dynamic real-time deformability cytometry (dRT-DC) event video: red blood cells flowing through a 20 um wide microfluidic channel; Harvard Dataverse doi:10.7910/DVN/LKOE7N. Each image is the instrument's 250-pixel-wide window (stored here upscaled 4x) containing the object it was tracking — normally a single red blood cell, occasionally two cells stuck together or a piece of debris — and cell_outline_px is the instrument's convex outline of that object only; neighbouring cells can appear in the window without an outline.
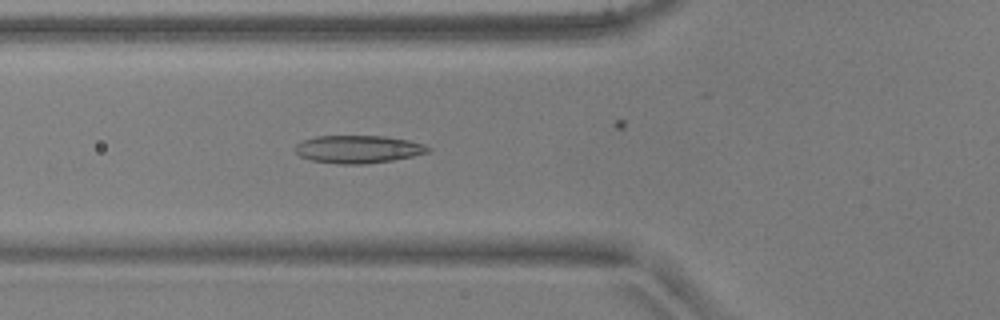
{"species": "common noctule bat (a hibernating species)", "species_latin": "Nyctalus noctula", "temperature_condition": "warm", "stored_images_in_passage": 40, "camera_frame_rate_fps": 3000, "um_per_image_px": 0.085, "animal": {"sex": "male", "body_mass_g": 17.9, "forearm_length_mm": 54.2}, "frame": {"image": 1, "passage_image": 17, "time_ms": 5.333, "image_size_px": [1000, 320], "cell_outline_px": [[432, 148], [428, 152], [412, 156], [392, 160], [364, 164], [336, 164], [312, 160], [300, 156], [292, 148], [296, 144], [304, 140], [316, 136], [384, 136], [408, 140], [424, 144]], "centroid_in_image_um": [30.42, 12.68], "position_along_channel_um": 95.4, "area_um2": 21.5}}
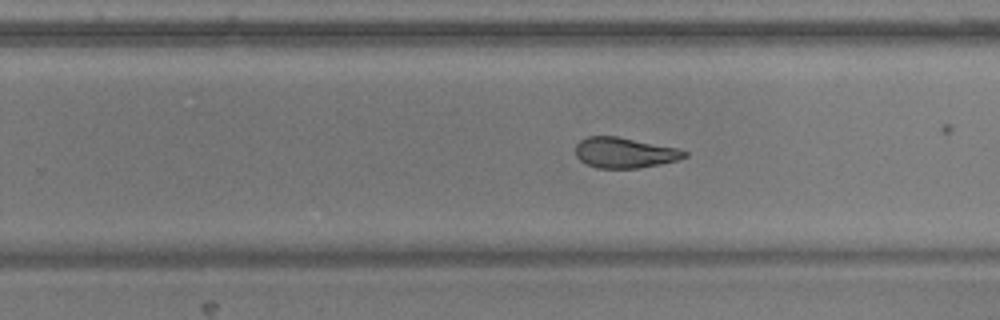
{"frame": {"image": 2, "passage_image": 31, "time_ms": 10.0, "image_size_px": [1000, 320], "cell_outline_px": [[688, 156], [676, 160], [660, 164], [640, 168], [596, 168], [580, 160], [576, 156], [576, 144], [580, 140], [588, 136], [616, 136], [676, 148], [688, 152]], "centroid_in_image_um": [53.07, 12.98], "position_along_channel_um": 276.7, "area_um2": 19.19}}
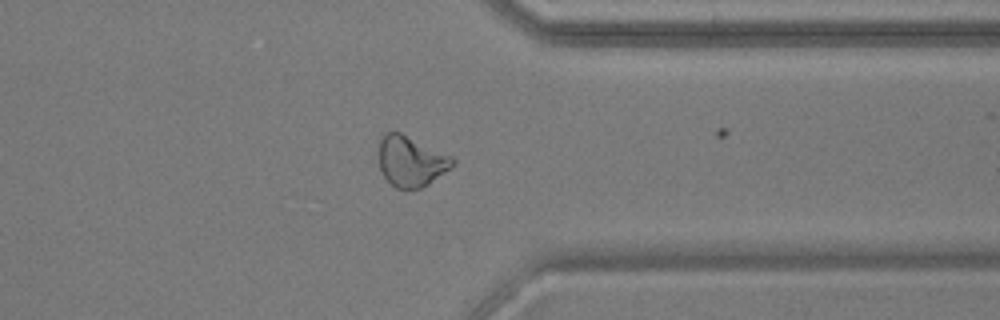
{"frame": {"image": 3, "passage_image": 39, "time_ms": 12.667, "image_size_px": [1000, 320], "cell_outline_px": [[456, 164], [428, 184], [420, 188], [396, 188], [384, 176], [380, 168], [376, 152], [380, 136], [384, 132], [400, 132], [452, 156], [456, 160]], "centroid_in_image_um": [34.89, 13.67], "position_along_channel_um": 376.5, "area_um2": 21.96}}